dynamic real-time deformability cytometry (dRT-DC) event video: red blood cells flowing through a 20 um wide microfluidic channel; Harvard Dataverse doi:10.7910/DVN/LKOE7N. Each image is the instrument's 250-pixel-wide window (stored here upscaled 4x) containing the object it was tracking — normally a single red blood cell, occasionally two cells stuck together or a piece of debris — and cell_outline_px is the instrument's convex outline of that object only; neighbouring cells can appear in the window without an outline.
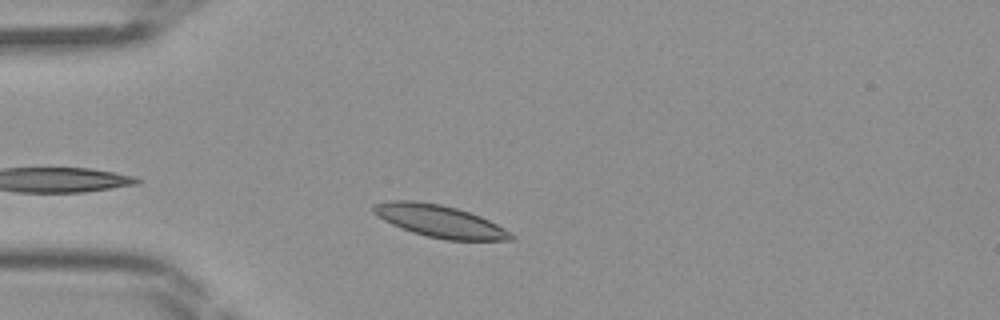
{"species": "Egyptian fruit bat (a non-hibernating species)", "species_latin": "Rousettus aegyptiacus", "temperature_condition": "room temperature", "stored_images_in_passage": 31, "camera_frame_rate_fps": 3000, "um_per_image_px": 0.085, "frame": {"image": 1, "passage_image": 5, "time_ms": 1.333, "image_size_px": [1000, 320], "cell_outline_px": [[516, 236], [512, 240], [448, 240], [428, 236], [412, 232], [392, 224], [376, 216], [372, 212], [372, 204], [392, 200], [412, 200], [440, 204], [456, 208], [480, 216], [512, 232]], "centroid_in_image_um": [37.36, 18.79], "position_along_channel_um": 47.6, "area_um2": 25.78}}
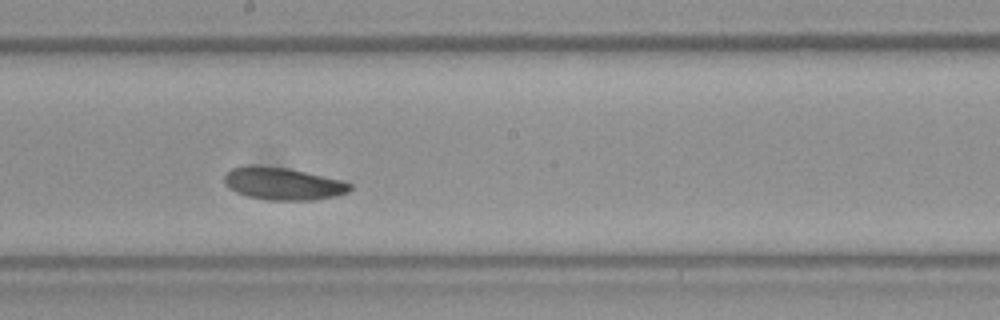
{"frame": {"image": 2, "passage_image": 18, "time_ms": 5.667, "image_size_px": [1000, 320], "cell_outline_px": [[352, 188], [348, 192], [336, 196], [312, 200], [268, 200], [248, 196], [236, 192], [228, 188], [224, 184], [224, 176], [232, 168], [248, 164], [256, 164], [288, 168], [344, 180], [352, 184]], "centroid_in_image_um": [24.05, 15.6], "position_along_channel_um": 224.2, "area_um2": 24.1}}
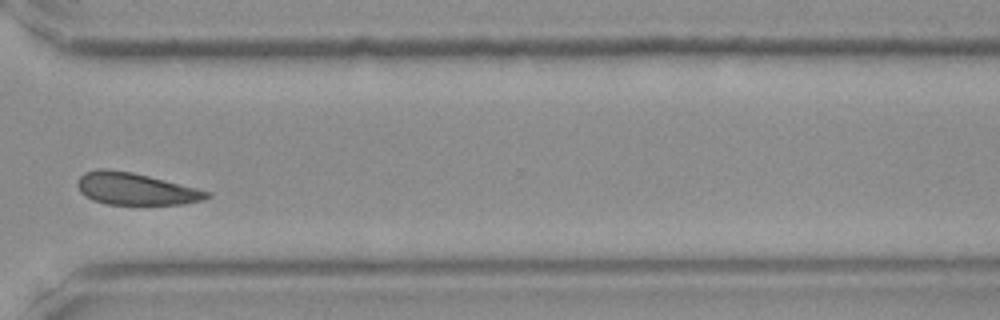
{"frame": {"image": 3, "passage_image": 27, "time_ms": 8.667, "image_size_px": [1000, 320], "cell_outline_px": [[212, 196], [204, 200], [184, 204], [108, 204], [92, 200], [84, 196], [80, 192], [76, 184], [76, 180], [84, 172], [100, 168], [108, 168], [132, 172], [196, 188], [208, 192]], "centroid_in_image_um": [11.46, 16.05], "position_along_channel_um": 359.1, "area_um2": 24.16}}